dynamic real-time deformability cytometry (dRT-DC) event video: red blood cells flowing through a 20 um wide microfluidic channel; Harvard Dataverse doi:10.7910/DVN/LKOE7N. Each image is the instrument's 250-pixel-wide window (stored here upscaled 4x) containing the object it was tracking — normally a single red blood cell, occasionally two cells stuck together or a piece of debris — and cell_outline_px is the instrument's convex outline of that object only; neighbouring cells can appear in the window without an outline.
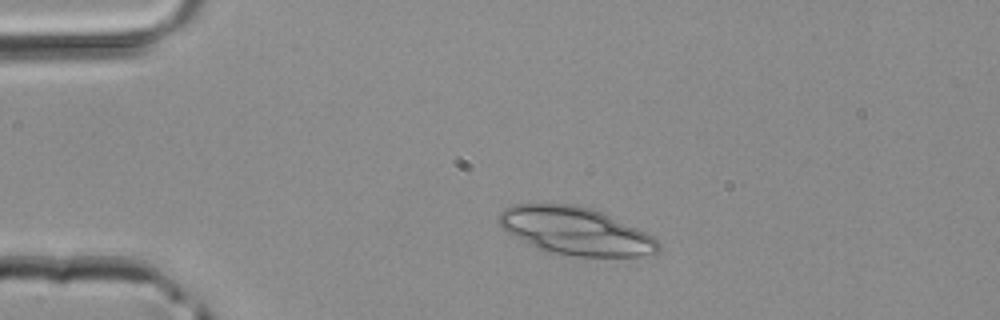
{"species": "common noctule bat (a hibernating species)", "species_latin": "Nyctalus noctula", "temperature_condition": "room temperature", "stored_images_in_passage": 42, "camera_frame_rate_fps": 3000, "um_per_image_px": 0.085, "animal": {"sex": "male", "body_mass_g": 20.4}, "frame": {"image": 1, "passage_image": 7, "time_ms": 2.0, "image_size_px": [1000, 320], "cell_outline_px": [[660, 252], [640, 256], [576, 256], [544, 252], [536, 248], [500, 228], [500, 212], [504, 208], [512, 204], [576, 204], [592, 208], [604, 212], [652, 236], [660, 244]], "centroid_in_image_um": [48.91, 19.63], "position_along_channel_um": 36.1, "area_um2": 44.27}}